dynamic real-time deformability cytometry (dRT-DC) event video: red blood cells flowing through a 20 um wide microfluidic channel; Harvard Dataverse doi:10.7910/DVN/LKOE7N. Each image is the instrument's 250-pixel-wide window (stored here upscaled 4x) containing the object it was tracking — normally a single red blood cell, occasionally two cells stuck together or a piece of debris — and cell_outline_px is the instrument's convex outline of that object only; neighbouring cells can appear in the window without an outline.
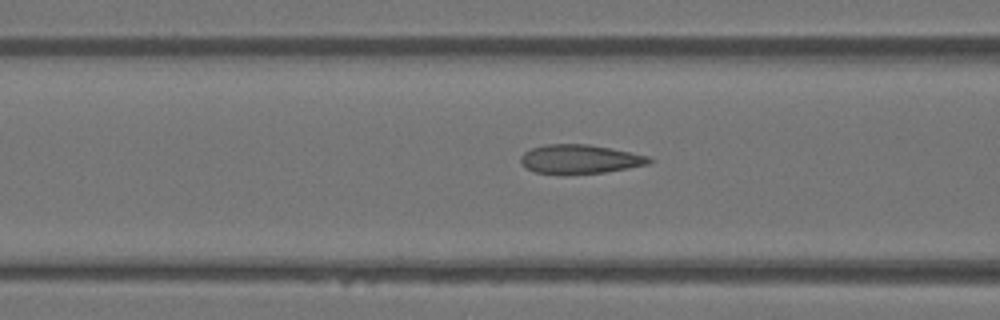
{"species": "Egyptian fruit bat (a non-hibernating species)", "species_latin": "Rousettus aegyptiacus", "temperature_condition": "warm", "stored_images_in_passage": 6, "camera_frame_rate_fps": 3000, "um_per_image_px": 0.085, "animal": {"sex": "female"}, "frame": {"image": 1, "passage_image": 4, "time_ms": 1.0, "image_size_px": [1000, 320], "cell_outline_px": [[652, 160], [648, 164], [628, 168], [604, 172], [568, 176], [560, 176], [536, 172], [524, 168], [520, 164], [520, 156], [524, 152], [532, 148], [548, 144], [588, 144], [648, 156]], "centroid_in_image_um": [49.19, 13.56], "position_along_channel_um": 117.4, "area_um2": 22.08}}